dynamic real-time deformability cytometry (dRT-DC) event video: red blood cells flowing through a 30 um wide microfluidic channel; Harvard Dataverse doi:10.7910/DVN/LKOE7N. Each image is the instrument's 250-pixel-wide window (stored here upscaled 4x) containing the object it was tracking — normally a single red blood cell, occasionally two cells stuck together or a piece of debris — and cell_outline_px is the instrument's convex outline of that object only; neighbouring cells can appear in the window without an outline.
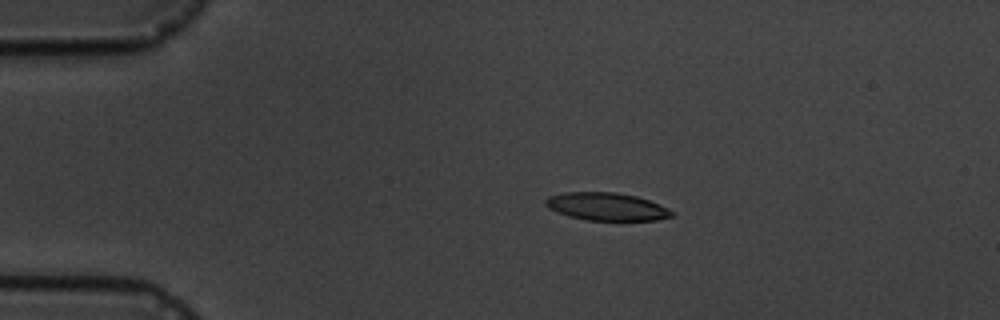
{"species": "common noctule bat (a hibernating species)", "species_latin": "Nyctalus noctula", "temperature_condition": "cold", "stored_images_in_passage": 6, "camera_frame_rate_fps": 3000, "um_per_image_px": 0.085, "animal": {"sex": "male", "body_mass_g": 19.5, "forearm_length_mm": 54.6}, "frame": {"image": 1, "passage_image": 4, "time_ms": 3.333, "image_size_px": [1000, 320], "cell_outline_px": [[672, 216], [656, 220], [584, 220], [568, 216], [556, 212], [548, 208], [544, 204], [544, 200], [548, 196], [564, 192], [616, 192], [636, 196], [648, 200], [668, 208], [672, 212]], "centroid_in_image_um": [51.49, 17.55], "position_along_channel_um": 33.5, "area_um2": 20.46}}
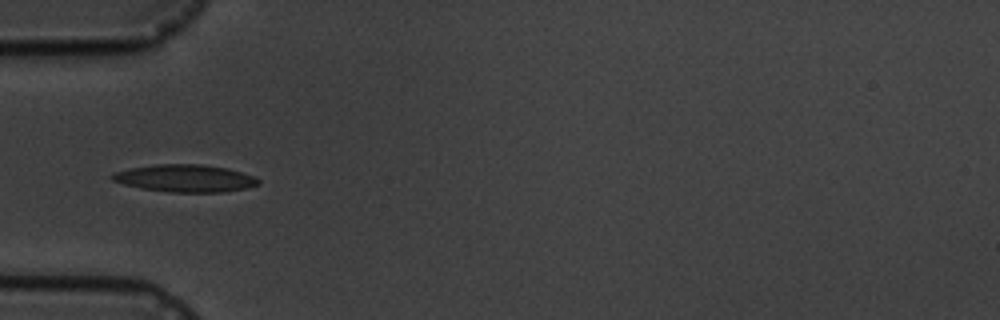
{"frame": {"image": 2, "passage_image": 6, "time_ms": 5.667, "image_size_px": [1000, 320], "cell_outline_px": [[260, 184], [244, 188], [224, 192], [168, 192], [140, 188], [124, 184], [112, 180], [108, 176], [116, 172], [132, 168], [156, 164], [200, 164], [228, 168], [252, 176], [260, 180]], "centroid_in_image_um": [15.72, 15.16], "position_along_channel_um": 69.3, "area_um2": 23.18}}